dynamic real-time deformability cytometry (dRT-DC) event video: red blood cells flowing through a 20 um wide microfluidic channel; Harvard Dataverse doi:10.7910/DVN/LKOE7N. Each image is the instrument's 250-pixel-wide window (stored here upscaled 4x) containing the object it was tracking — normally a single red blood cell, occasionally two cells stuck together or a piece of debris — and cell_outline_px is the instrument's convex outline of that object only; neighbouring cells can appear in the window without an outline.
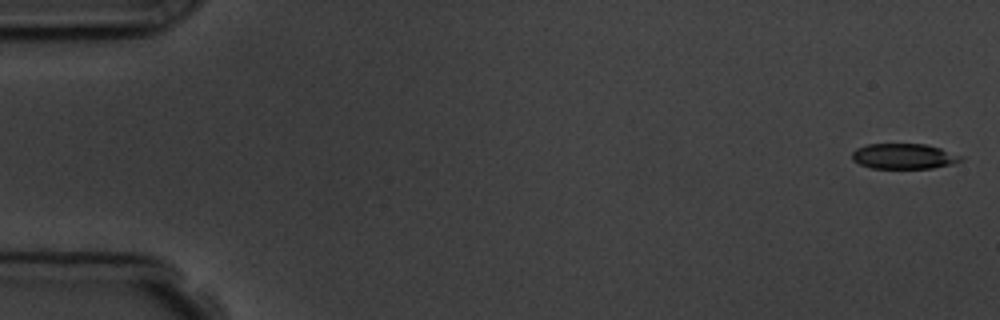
{"species": "common noctule bat (a hibernating species)", "species_latin": "Nyctalus noctula", "temperature_condition": "room temperature", "stored_images_in_passage": 6, "segment_of_instrument_passage": [1, 2], "camera_frame_rate_fps": 3000, "um_per_image_px": 0.085, "animal": {"sex": "male", "body_mass_g": 19.5, "forearm_length_mm": 54.6}, "frame": {"image": 1, "passage_image": 1, "time_ms": 0.0, "image_size_px": [1000, 320], "cell_outline_px": [[964, 156], [960, 160], [952, 164], [932, 168], [872, 168], [860, 164], [852, 160], [852, 152], [856, 148], [868, 144], [924, 144], [940, 148]], "centroid_in_image_um": [76.81, 13.28], "position_along_channel_um": 8.2, "area_um2": 16.01}}
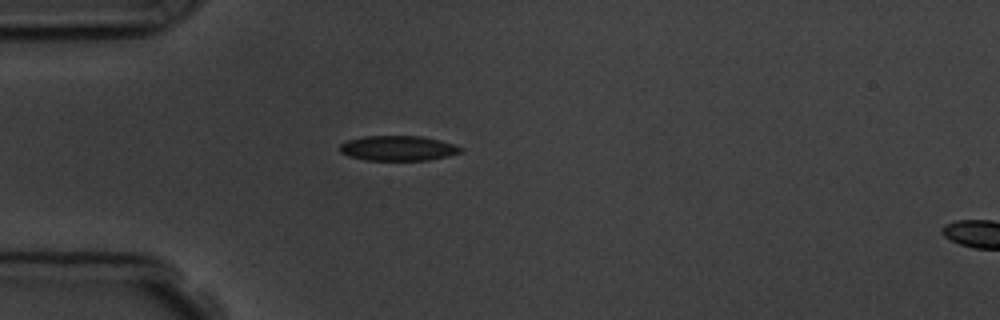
{"frame": {"image": 2, "passage_image": 5, "time_ms": 4.667, "image_size_px": [1000, 320], "cell_outline_px": [[464, 152], [448, 156], [428, 160], [368, 160], [348, 156], [340, 152], [340, 144], [348, 140], [364, 136], [420, 136], [440, 140], [456, 144], [464, 148]], "centroid_in_image_um": [33.89, 12.6], "position_along_channel_um": 51.1, "area_um2": 17.74}}